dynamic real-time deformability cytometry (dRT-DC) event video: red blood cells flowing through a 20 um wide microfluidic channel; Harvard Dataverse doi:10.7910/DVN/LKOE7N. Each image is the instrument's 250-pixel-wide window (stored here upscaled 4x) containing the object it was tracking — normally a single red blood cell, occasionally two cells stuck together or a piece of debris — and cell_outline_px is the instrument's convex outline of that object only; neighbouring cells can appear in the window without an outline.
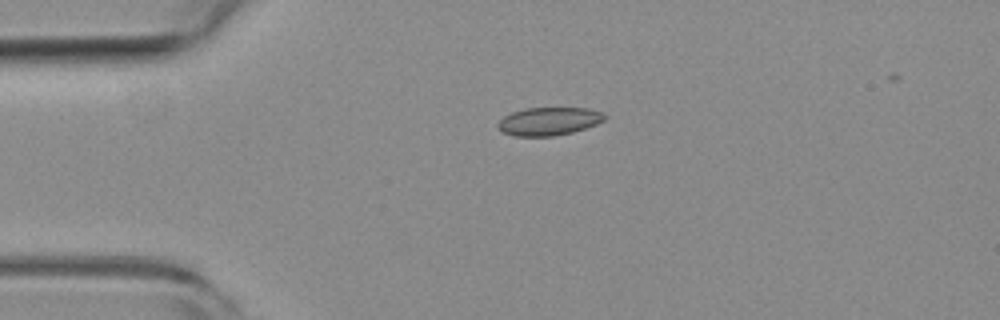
{"species": "common noctule bat (a hibernating species)", "species_latin": "Nyctalus noctula", "temperature_condition": "room temperature", "stored_images_in_passage": 32, "camera_frame_rate_fps": 3000, "um_per_image_px": 0.085, "animal": {"sex": "female", "body_mass_g": 19.3, "forearm_length_mm": 54.1}, "frame": {"image": 1, "passage_image": 1, "time_ms": 0.0, "image_size_px": [1000, 320], "cell_outline_px": [[608, 116], [604, 120], [596, 124], [572, 132], [552, 136], [512, 136], [504, 132], [496, 124], [504, 116], [512, 112], [524, 108], [588, 108], [600, 112]], "centroid_in_image_um": [46.64, 10.3], "position_along_channel_um": 38.4, "area_um2": 17.34}}
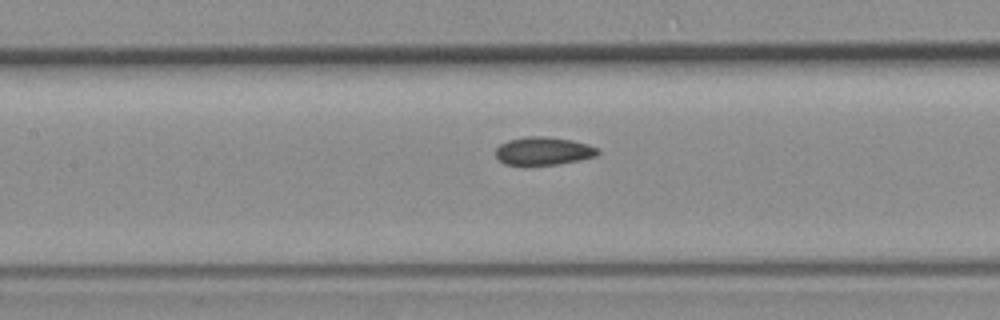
{"frame": {"image": 2, "passage_image": 13, "time_ms": 4.0, "image_size_px": [1000, 320], "cell_outline_px": [[600, 152], [596, 156], [580, 160], [556, 164], [504, 164], [496, 156], [496, 148], [500, 144], [508, 140], [524, 136], [540, 136], [572, 140], [588, 144], [600, 148]], "centroid_in_image_um": [46.22, 12.82], "position_along_channel_um": 161.2, "area_um2": 16.59}}
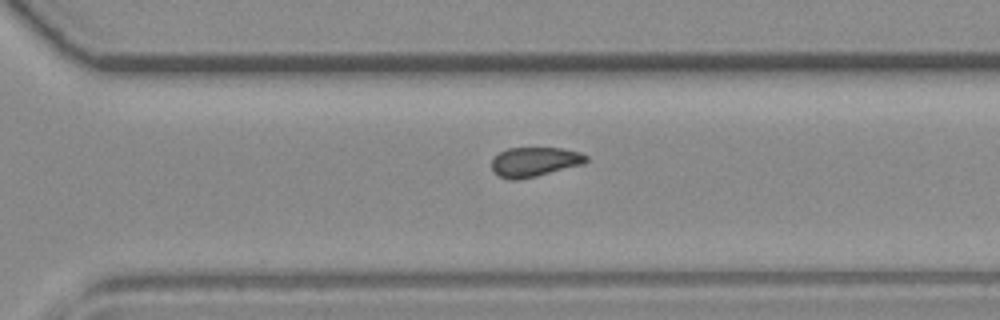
{"frame": {"image": 3, "passage_image": 26, "time_ms": 8.333, "image_size_px": [1000, 320], "cell_outline_px": [[588, 160], [584, 164], [520, 180], [508, 180], [500, 176], [492, 168], [492, 156], [508, 148], [564, 148], [580, 152], [588, 156]], "centroid_in_image_um": [45.45, 13.75], "position_along_channel_um": 325.1, "area_um2": 16.36}, "authors_computed_cell_mechanics": {"area_um2": 16.7909, "velocity_mm_per_s": 3.7938, "shape_relaxation_time_tau1_ms": null, "shape_relaxation_time_tau2_ms": 1.6406, "deformation_change_tau1": null, "deformation_change_tau2": 0.0585}}